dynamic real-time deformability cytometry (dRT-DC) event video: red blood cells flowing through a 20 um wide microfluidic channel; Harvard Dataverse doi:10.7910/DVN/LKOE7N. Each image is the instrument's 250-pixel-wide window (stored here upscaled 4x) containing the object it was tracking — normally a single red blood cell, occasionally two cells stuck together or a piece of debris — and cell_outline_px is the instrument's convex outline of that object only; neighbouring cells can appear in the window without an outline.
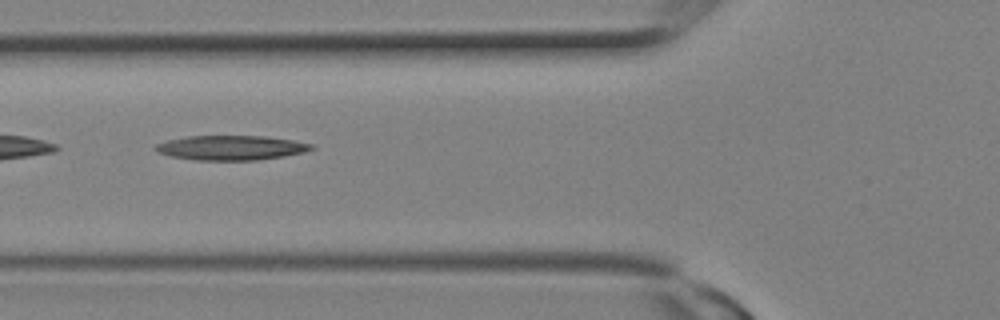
{"species": "Egyptian fruit bat (a non-hibernating species)", "species_latin": "Rousettus aegyptiacus", "temperature_condition": "room temperature", "stored_images_in_passage": 11, "camera_frame_rate_fps": 3000, "um_per_image_px": 0.085, "animal": {"sex": "female"}, "frame": {"image": 1, "passage_image": 5, "time_ms": 1.333, "image_size_px": [1000, 320], "cell_outline_px": [[316, 148], [304, 152], [284, 156], [256, 160], [196, 160], [172, 156], [156, 152], [152, 148], [156, 144], [168, 140], [188, 136], [264, 136], [292, 140], [312, 144]], "centroid_in_image_um": [19.63, 12.56], "position_along_channel_um": 106.2, "area_um2": 22.31}}
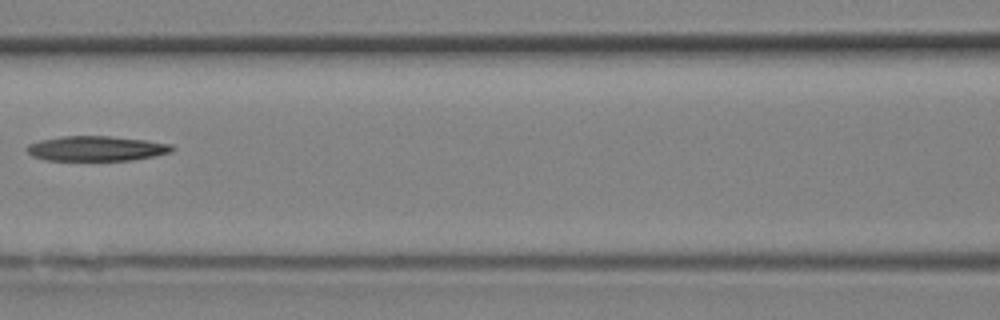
{"frame": {"image": 2, "passage_image": 7, "time_ms": 2.0, "image_size_px": [1000, 320], "cell_outline_px": [[176, 148], [172, 152], [156, 156], [132, 160], [44, 160], [32, 156], [24, 148], [28, 144], [40, 140], [60, 136], [108, 136], [144, 140], [172, 144]], "centroid_in_image_um": [8.19, 12.62], "position_along_channel_um": 158.4, "area_um2": 21.27}}